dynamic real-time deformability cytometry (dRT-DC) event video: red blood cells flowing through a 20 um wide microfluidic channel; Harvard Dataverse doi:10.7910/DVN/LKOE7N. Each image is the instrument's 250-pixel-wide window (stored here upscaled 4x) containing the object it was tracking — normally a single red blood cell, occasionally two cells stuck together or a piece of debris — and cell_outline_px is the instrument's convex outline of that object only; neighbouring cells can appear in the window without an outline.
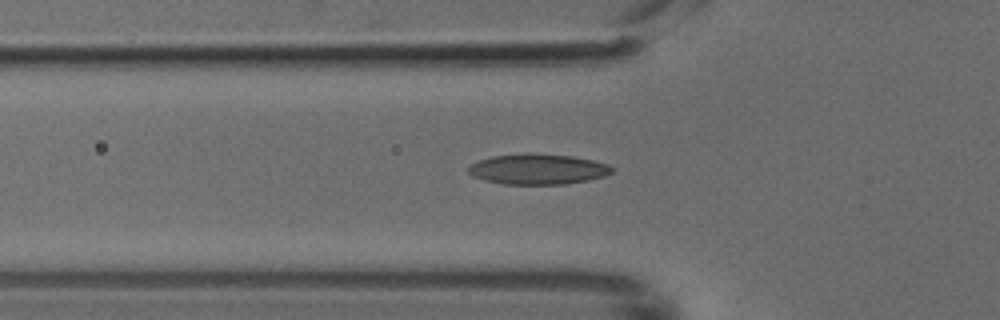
{"species": "common noctule bat (a hibernating species)", "species_latin": "Nyctalus noctula", "temperature_condition": "cold", "stored_images_in_passage": 32, "camera_frame_rate_fps": 3000, "um_per_image_px": 0.085, "animal": {"sex": "male", "body_mass_g": 18.8}, "frame": {"image": 1, "passage_image": 4, "time_ms": 1.0, "image_size_px": [1000, 320], "cell_outline_px": [[612, 172], [604, 176], [588, 180], [564, 184], [504, 184], [484, 180], [472, 176], [468, 172], [468, 168], [472, 164], [480, 160], [492, 156], [528, 152], [572, 156], [592, 160], [608, 164], [612, 168]], "centroid_in_image_um": [45.7, 14.37], "position_along_channel_um": 80.1, "area_um2": 25.49}}
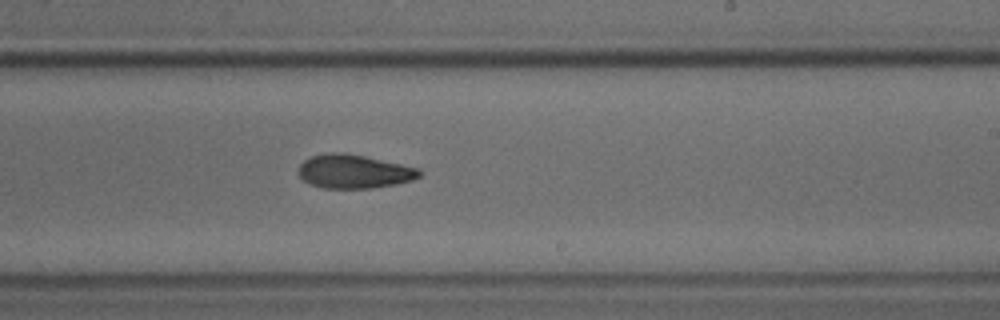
{"frame": {"image": 2, "passage_image": 17, "time_ms": 5.333, "image_size_px": [1000, 320], "cell_outline_px": [[424, 172], [420, 176], [412, 180], [396, 184], [372, 188], [324, 188], [312, 184], [304, 180], [300, 176], [300, 164], [304, 160], [312, 156], [328, 152], [344, 152], [364, 156], [420, 168]], "centroid_in_image_um": [30.13, 14.57], "position_along_channel_um": 258.9, "area_um2": 23.7}}
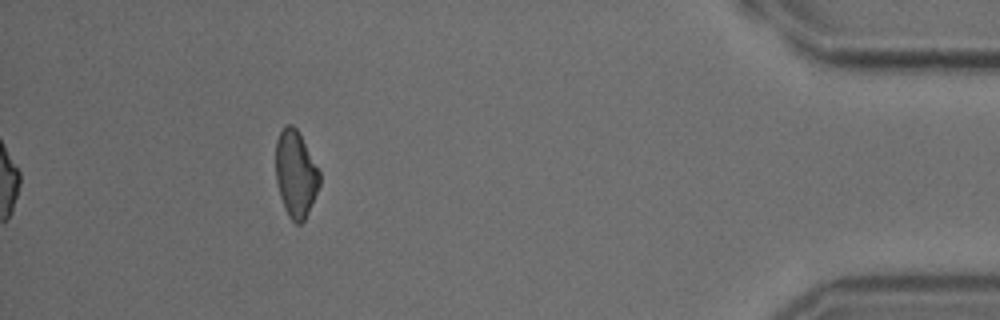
{"frame": {"image": 3, "passage_image": 32, "time_ms": 10.333, "image_size_px": [1000, 320], "cell_outline_px": [[320, 184], [308, 212], [304, 220], [300, 224], [296, 224], [288, 216], [284, 208], [280, 196], [276, 180], [276, 140], [284, 124], [292, 124], [296, 128], [320, 172]], "centroid_in_image_um": [25.12, 14.78], "position_along_channel_um": 410.1, "area_um2": 21.96}}